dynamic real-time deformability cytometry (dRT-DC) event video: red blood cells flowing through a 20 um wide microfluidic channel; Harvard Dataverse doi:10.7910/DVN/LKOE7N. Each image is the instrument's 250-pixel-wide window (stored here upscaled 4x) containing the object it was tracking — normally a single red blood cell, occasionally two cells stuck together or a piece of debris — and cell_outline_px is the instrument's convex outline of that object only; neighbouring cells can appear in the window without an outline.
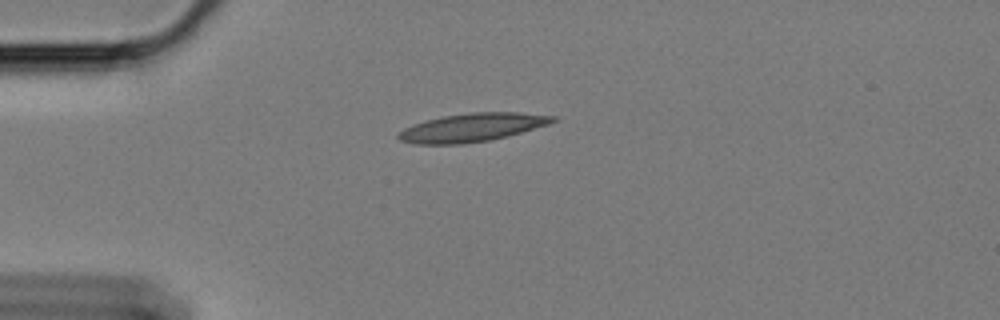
{"species": "Egyptian fruit bat (a non-hibernating species)", "species_latin": "Rousettus aegyptiacus", "temperature_condition": "cold", "stored_images_in_passage": 45, "camera_frame_rate_fps": 3000, "um_per_image_px": 0.085, "animal": {"sex": "female"}, "frame": {"image": 1, "passage_image": 1, "time_ms": 0.0, "image_size_px": [1000, 320], "cell_outline_px": [[556, 120], [548, 124], [520, 132], [488, 140], [460, 144], [416, 144], [400, 140], [396, 136], [396, 132], [412, 124], [440, 116], [472, 112], [520, 112], [556, 116]], "centroid_in_image_um": [40.06, 10.82], "position_along_channel_um": 44.9, "area_um2": 25.37}}
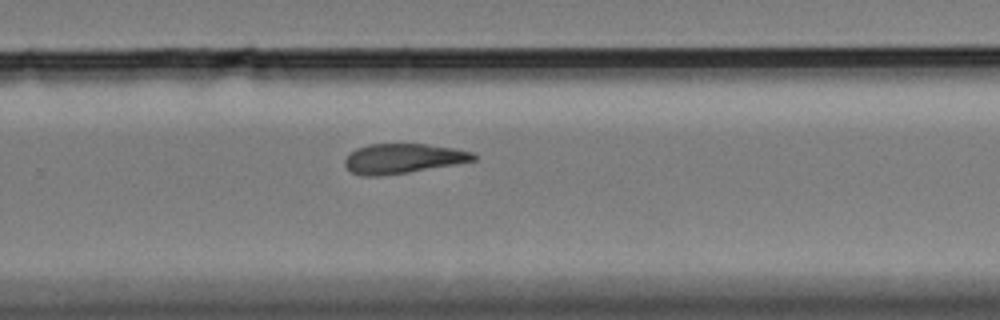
{"frame": {"image": 2, "passage_image": 25, "time_ms": 8.0, "image_size_px": [1000, 320], "cell_outline_px": [[476, 160], [456, 164], [408, 172], [380, 176], [364, 176], [352, 172], [344, 164], [344, 160], [348, 152], [356, 148], [368, 144], [424, 144], [452, 148], [472, 152], [476, 156]], "centroid_in_image_um": [34.2, 13.47], "position_along_channel_um": 295.6, "area_um2": 22.25}}
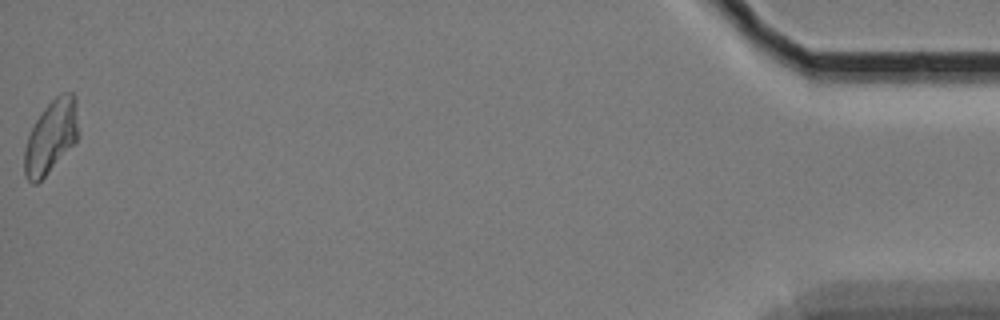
{"frame": {"image": 3, "passage_image": 45, "time_ms": 14.667, "image_size_px": [1000, 320], "cell_outline_px": [[80, 136], [44, 176], [36, 184], [32, 184], [24, 176], [24, 148], [28, 136], [36, 120], [44, 108], [60, 92], [72, 92], [76, 96], [80, 132]], "centroid_in_image_um": [4.36, 11.57], "position_along_channel_um": 430.8, "area_um2": 23.06}, "authors_computed_cell_mechanics": {"area_um2": 22.9466, "velocity_mm_per_s": 3.398, "shape_relaxation_time_tau1_ms": null, "shape_relaxation_time_tau2_ms": 5.8133, "deformation_change_tau1": null, "deformation_change_tau2": 0.1447}}